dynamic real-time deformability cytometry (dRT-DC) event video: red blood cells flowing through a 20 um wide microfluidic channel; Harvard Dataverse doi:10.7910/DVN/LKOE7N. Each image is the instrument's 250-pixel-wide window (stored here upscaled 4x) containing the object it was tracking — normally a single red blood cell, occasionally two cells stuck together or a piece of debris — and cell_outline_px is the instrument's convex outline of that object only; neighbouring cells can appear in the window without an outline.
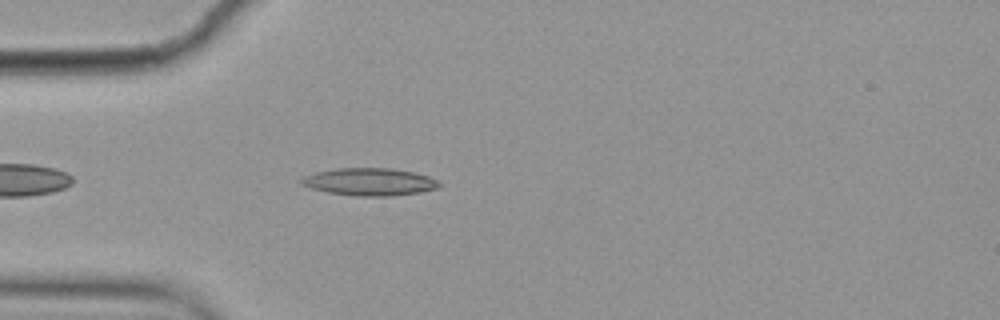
{"species": "common noctule bat (a hibernating species)", "species_latin": "Nyctalus noctula", "temperature_condition": "cold", "stored_images_in_passage": 4, "camera_frame_rate_fps": 3000, "um_per_image_px": 0.085, "animal": {"sex": "female", "body_mass_g": 19.9}, "frame": {"image": 1, "passage_image": 4, "time_ms": 1.0, "image_size_px": [1000, 320], "cell_outline_px": [[440, 184], [436, 188], [420, 192], [392, 196], [356, 196], [328, 192], [312, 188], [300, 184], [300, 180], [304, 176], [316, 172], [336, 168], [392, 168], [412, 172], [428, 176], [440, 180]], "centroid_in_image_um": [31.42, 15.45], "position_along_channel_um": 53.6, "area_um2": 22.02}}